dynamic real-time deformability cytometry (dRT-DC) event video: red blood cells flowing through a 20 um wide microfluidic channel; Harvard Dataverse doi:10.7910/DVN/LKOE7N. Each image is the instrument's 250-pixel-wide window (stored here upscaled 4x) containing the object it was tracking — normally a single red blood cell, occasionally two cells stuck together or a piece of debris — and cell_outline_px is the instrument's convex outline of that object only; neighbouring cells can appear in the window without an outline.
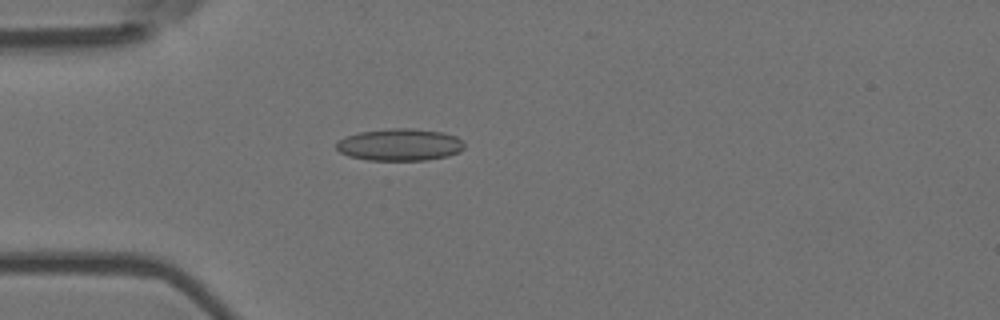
{"species": "Egyptian fruit bat (a non-hibernating species)", "species_latin": "Rousettus aegyptiacus", "temperature_condition": "room temperature", "stored_images_in_passage": 5, "camera_frame_rate_fps": 3000, "um_per_image_px": 0.085, "animal": {"sex": "female"}, "frame": {"image": 1, "passage_image": 5, "time_ms": 1.333, "image_size_px": [1000, 320], "cell_outline_px": [[464, 148], [460, 152], [448, 156], [424, 160], [368, 160], [348, 156], [340, 152], [336, 148], [336, 140], [344, 136], [360, 132], [392, 128], [412, 128], [444, 132], [456, 136], [464, 144]], "centroid_in_image_um": [33.96, 12.29], "position_along_channel_um": 51.0, "area_um2": 24.1}}